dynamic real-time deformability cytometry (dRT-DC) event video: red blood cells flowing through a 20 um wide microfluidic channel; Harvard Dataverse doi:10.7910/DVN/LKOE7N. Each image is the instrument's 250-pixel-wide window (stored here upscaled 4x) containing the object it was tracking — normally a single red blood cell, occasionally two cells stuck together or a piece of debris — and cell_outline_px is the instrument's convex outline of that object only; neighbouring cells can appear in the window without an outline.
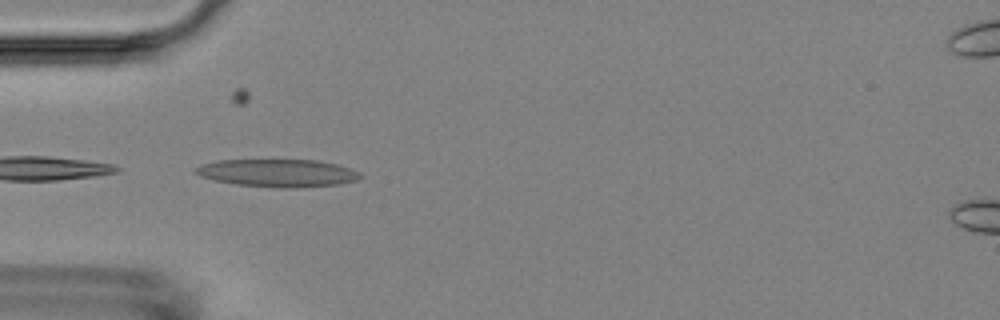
{"species": "Egyptian fruit bat (a non-hibernating species)", "species_latin": "Rousettus aegyptiacus", "temperature_condition": "room temperature", "stored_images_in_passage": 6, "camera_frame_rate_fps": 3000, "um_per_image_px": 0.085, "animal": {"sex": "female"}, "frame": {"image": 1, "passage_image": 5, "time_ms": 4.667, "image_size_px": [1000, 320], "cell_outline_px": [[364, 176], [360, 180], [340, 184], [292, 188], [272, 188], [236, 184], [216, 180], [200, 176], [192, 172], [196, 168], [204, 164], [220, 160], [316, 160], [336, 164], [360, 172]], "centroid_in_image_um": [23.66, 14.71], "position_along_channel_um": 61.3, "area_um2": 26.65}}